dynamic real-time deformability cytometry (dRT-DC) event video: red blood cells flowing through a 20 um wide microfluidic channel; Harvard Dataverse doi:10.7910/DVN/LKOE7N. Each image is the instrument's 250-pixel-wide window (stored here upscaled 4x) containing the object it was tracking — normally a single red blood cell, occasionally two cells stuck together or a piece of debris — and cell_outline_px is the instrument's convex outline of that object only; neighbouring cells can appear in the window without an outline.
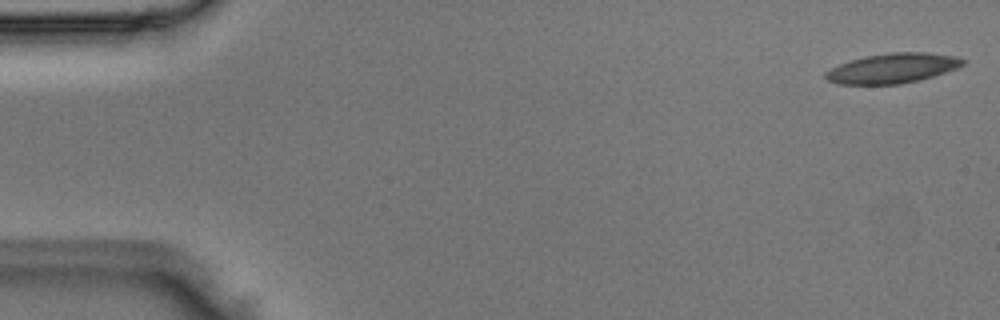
{"species": "Egyptian fruit bat (a non-hibernating species)", "species_latin": "Rousettus aegyptiacus", "temperature_condition": "room temperature", "stored_images_in_passage": 49, "camera_frame_rate_fps": 3000, "um_per_image_px": 0.085, "animal": {"sex": "male"}, "frame": {"image": 1, "passage_image": 1, "time_ms": 0.0, "image_size_px": [1000, 320], "cell_outline_px": [[968, 60], [964, 64], [956, 68], [920, 80], [900, 84], [836, 84], [828, 80], [824, 76], [824, 72], [840, 64], [864, 56], [892, 52], [928, 52], [956, 56]], "centroid_in_image_um": [75.88, 5.79], "position_along_channel_um": 9.1, "area_um2": 23.87}}
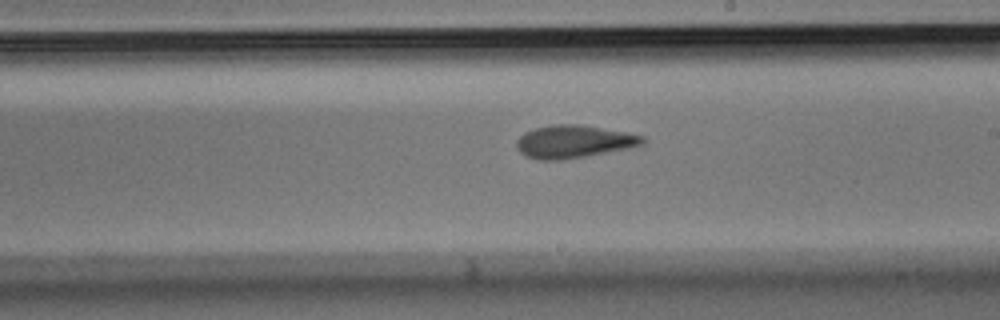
{"frame": {"image": 2, "passage_image": 28, "time_ms": 9.0, "image_size_px": [1000, 320], "cell_outline_px": [[644, 144], [628, 148], [584, 156], [560, 160], [536, 160], [520, 152], [516, 148], [516, 140], [524, 132], [536, 128], [556, 124], [580, 124], [624, 132], [644, 136]], "centroid_in_image_um": [48.73, 12.03], "position_along_channel_um": 240.3, "area_um2": 23.81}}
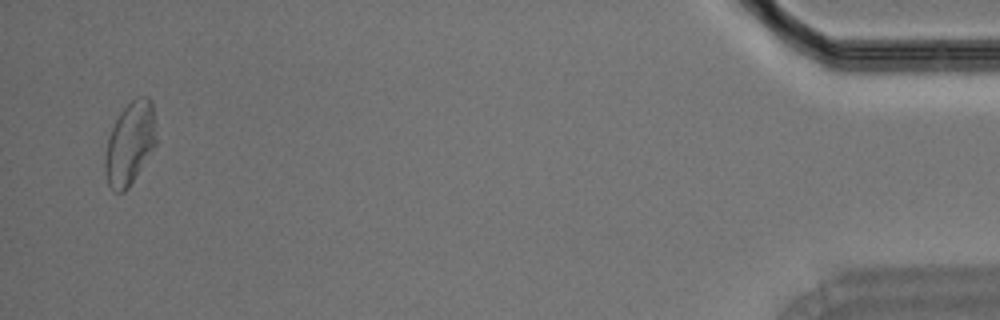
{"frame": {"image": 3, "passage_image": 48, "time_ms": 15.667, "image_size_px": [1000, 320], "cell_outline_px": [[156, 144], [128, 188], [124, 192], [112, 192], [108, 184], [104, 168], [104, 156], [108, 136], [120, 112], [136, 96], [148, 96], [152, 100], [156, 140]], "centroid_in_image_um": [11.02, 12.19], "position_along_channel_um": 424.2, "area_um2": 24.62}}